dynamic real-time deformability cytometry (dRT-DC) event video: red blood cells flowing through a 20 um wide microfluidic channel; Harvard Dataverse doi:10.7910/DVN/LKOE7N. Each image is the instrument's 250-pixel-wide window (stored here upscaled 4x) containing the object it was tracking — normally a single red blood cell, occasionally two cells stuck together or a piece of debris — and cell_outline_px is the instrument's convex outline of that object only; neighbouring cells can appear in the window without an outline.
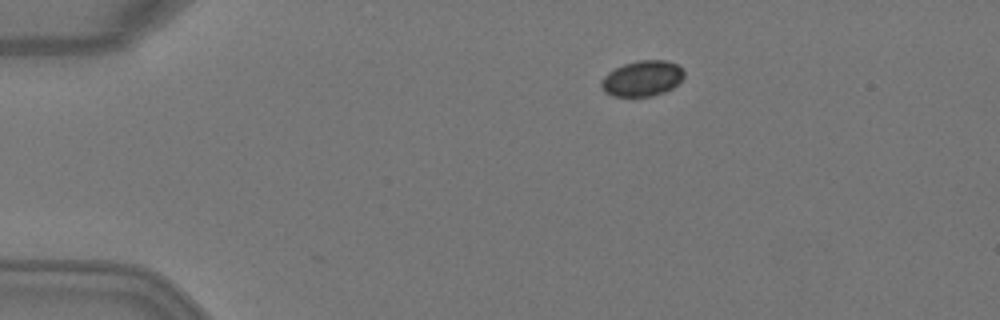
{"species": "Egyptian fruit bat (a non-hibernating species)", "species_latin": "Rousettus aegyptiacus", "temperature_condition": "warm", "stored_images_in_passage": 2, "camera_frame_rate_fps": 3000, "um_per_image_px": 0.085, "animal": {"sex": "female"}, "frame": {"image": 1, "passage_image": 1, "time_ms": 0.0, "image_size_px": [1000, 320], "cell_outline_px": [[684, 76], [672, 88], [664, 92], [652, 96], [612, 96], [604, 92], [600, 88], [600, 80], [608, 72], [624, 64], [640, 60], [664, 60], [676, 64], [684, 72]], "centroid_in_image_um": [54.54, 6.68], "position_along_channel_um": 30.5, "area_um2": 17.11}}